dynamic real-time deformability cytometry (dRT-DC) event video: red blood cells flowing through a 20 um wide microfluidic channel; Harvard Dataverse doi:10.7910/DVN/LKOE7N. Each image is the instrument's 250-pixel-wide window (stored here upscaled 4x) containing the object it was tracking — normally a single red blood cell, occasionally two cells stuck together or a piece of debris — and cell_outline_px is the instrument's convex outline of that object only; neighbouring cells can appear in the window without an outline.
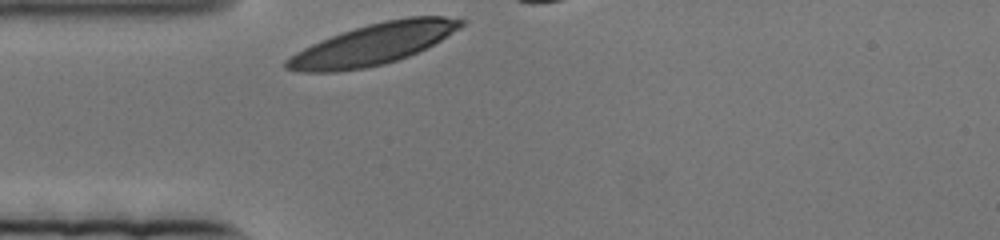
{"species": "human", "species_latin": "Homo sapiens", "temperature_condition": "cold", "stored_images_in_passage": 13, "camera_frame_rate_fps": 3000, "um_per_image_px": 0.085, "donor": {"sex": "female"}, "frame": {"image": 1, "passage_image": 1, "time_ms": 0.0, "image_size_px": [1000, 240], "cell_outline_px": [[464, 24], [460, 28], [440, 40], [408, 56], [384, 64], [364, 68], [336, 72], [300, 72], [284, 68], [284, 60], [296, 52], [320, 40], [368, 24], [384, 20], [408, 16], [444, 16], [464, 20]], "centroid_in_image_um": [31.69, 3.76], "position_along_channel_um": 53.3, "area_um2": 41.33}}
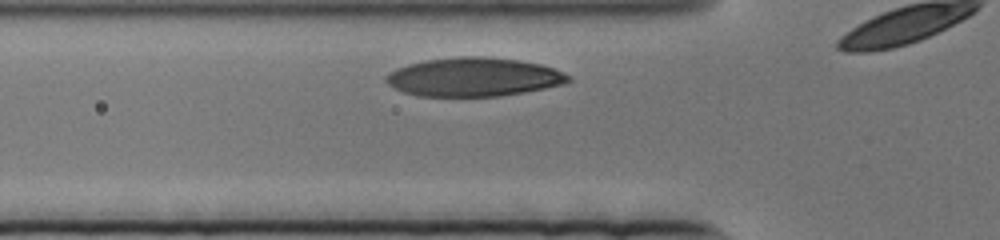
{"frame": {"image": 2, "passage_image": 6, "time_ms": 1.667, "image_size_px": [1000, 240], "cell_outline_px": [[572, 80], [564, 84], [524, 92], [500, 96], [420, 96], [404, 92], [388, 84], [384, 80], [388, 72], [396, 68], [408, 64], [424, 60], [460, 56], [480, 56], [520, 60], [540, 64], [564, 72], [572, 76]], "centroid_in_image_um": [40.27, 6.54], "position_along_channel_um": 85.5, "area_um2": 41.27}}
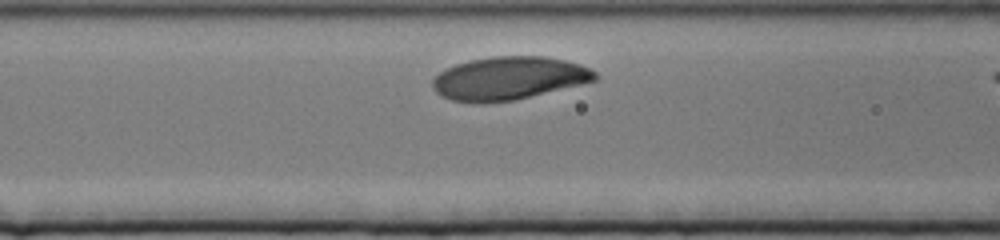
{"frame": {"image": 3, "passage_image": 11, "time_ms": 3.333, "image_size_px": [1000, 240], "cell_outline_px": [[600, 76], [596, 80], [580, 84], [512, 100], [480, 104], [476, 104], [452, 100], [440, 96], [436, 92], [432, 84], [432, 80], [444, 68], [468, 60], [492, 56], [544, 56], [564, 60], [580, 64], [596, 72]], "centroid_in_image_um": [43.2, 6.65], "position_along_channel_um": 123.4, "area_um2": 40.81}}